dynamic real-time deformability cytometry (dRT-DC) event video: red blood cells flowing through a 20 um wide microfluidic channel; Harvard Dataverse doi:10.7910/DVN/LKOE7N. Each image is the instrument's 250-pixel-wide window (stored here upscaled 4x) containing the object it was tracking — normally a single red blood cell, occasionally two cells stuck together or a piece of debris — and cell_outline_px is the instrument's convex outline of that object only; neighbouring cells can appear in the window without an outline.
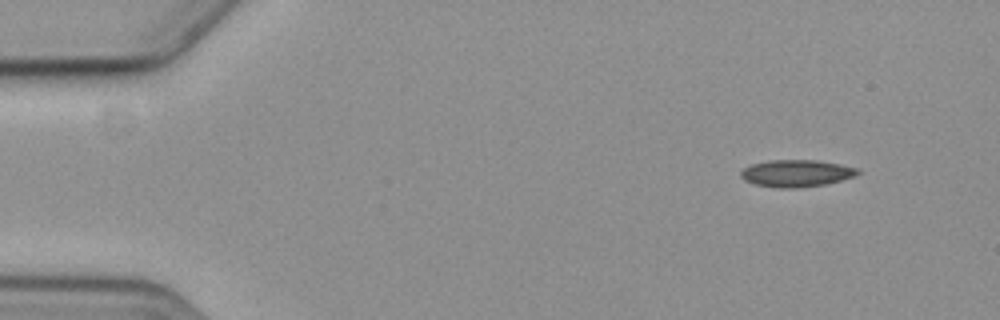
{"species": "common noctule bat (a hibernating species)", "species_latin": "Nyctalus noctula", "temperature_condition": "cold", "stored_images_in_passage": 4, "camera_frame_rate_fps": 3000, "um_per_image_px": 0.085, "animal": {"sex": "female", "body_mass_g": 19.3, "forearm_length_mm": 54.1}, "frame": {"image": 1, "passage_image": 1, "time_ms": 0.0, "image_size_px": [1000, 320], "cell_outline_px": [[860, 172], [856, 176], [824, 184], [792, 188], [780, 188], [756, 184], [744, 180], [740, 176], [740, 172], [744, 168], [752, 164], [768, 160], [816, 160], [840, 164], [860, 168]], "centroid_in_image_um": [67.71, 14.72], "position_along_channel_um": 17.3, "area_um2": 18.32}}
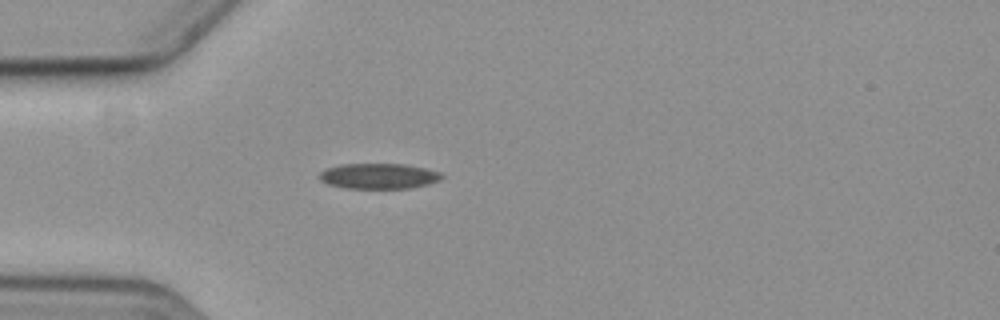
{"frame": {"image": 2, "passage_image": 4, "time_ms": 3.667, "image_size_px": [1000, 320], "cell_outline_px": [[444, 176], [440, 180], [428, 184], [408, 188], [348, 188], [328, 184], [320, 180], [320, 172], [328, 168], [340, 164], [404, 164], [424, 168], [440, 172]], "centroid_in_image_um": [32.2, 14.96], "position_along_channel_um": 52.8, "area_um2": 17.98}}